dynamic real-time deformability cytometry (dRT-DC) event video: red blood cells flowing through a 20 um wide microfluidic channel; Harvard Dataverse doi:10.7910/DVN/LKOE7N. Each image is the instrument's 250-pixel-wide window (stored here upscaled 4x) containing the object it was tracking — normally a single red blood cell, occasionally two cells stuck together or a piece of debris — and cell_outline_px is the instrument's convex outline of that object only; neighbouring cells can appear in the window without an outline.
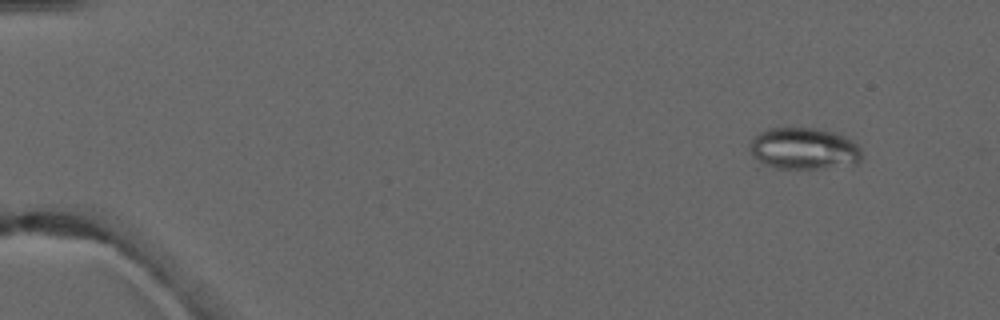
{"species": "common noctule bat (a hibernating species)", "species_latin": "Nyctalus noctula", "temperature_condition": "warm", "stored_images_in_passage": 4, "camera_frame_rate_fps": 3000, "um_per_image_px": 0.085, "animal": {"sex": "male", "forearm_length_mm": 52.5}, "frame": {"image": 1, "passage_image": 2, "time_ms": 1.333, "image_size_px": [1000, 320], "cell_outline_px": [[864, 156], [856, 164], [820, 168], [756, 168], [748, 148], [748, 144], [760, 132], [768, 128], [816, 128], [836, 132], [852, 140], [860, 148]], "centroid_in_image_um": [68.24, 12.66], "position_along_channel_um": 16.8, "area_um2": 28.15}}